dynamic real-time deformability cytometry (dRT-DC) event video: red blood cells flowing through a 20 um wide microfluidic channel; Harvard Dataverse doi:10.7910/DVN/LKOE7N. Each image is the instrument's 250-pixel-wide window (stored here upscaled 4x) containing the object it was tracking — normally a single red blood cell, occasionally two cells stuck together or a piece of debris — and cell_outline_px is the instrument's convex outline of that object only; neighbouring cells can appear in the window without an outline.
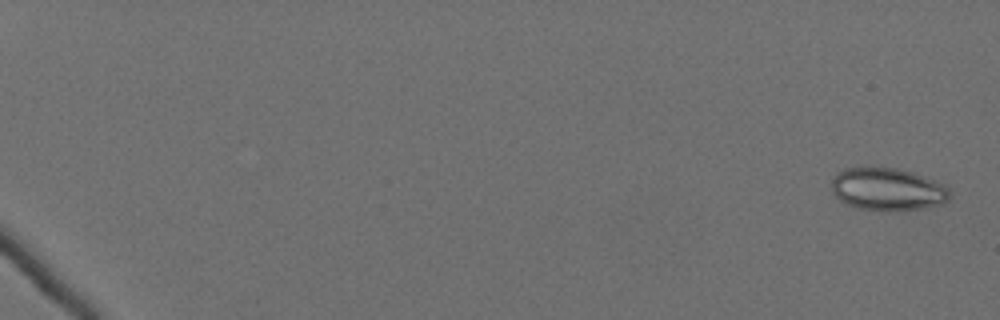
{"species": "Egyptian fruit bat (a non-hibernating species)", "species_latin": "Rousettus aegyptiacus", "temperature_condition": "cold", "stored_images_in_passage": 62, "camera_frame_rate_fps": 3000, "um_per_image_px": 0.085, "animal": {"sex": "female"}, "frame": {"image": 1, "passage_image": 3, "time_ms": 0.667, "image_size_px": [1000, 320], "cell_outline_px": [[948, 200], [940, 204], [924, 208], [860, 208], [844, 204], [832, 192], [832, 180], [844, 168], [872, 164], [900, 168], [924, 176], [944, 184], [948, 188]], "centroid_in_image_um": [75.4, 16.0], "position_along_channel_um": 9.6, "area_um2": 29.19}}
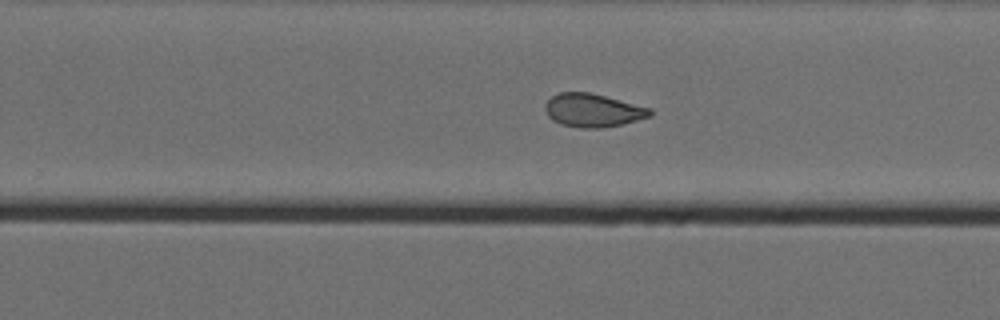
{"frame": {"image": 2, "passage_image": 44, "time_ms": 14.333, "image_size_px": [1000, 320], "cell_outline_px": [[652, 116], [620, 124], [600, 128], [580, 128], [560, 124], [552, 120], [548, 116], [544, 108], [544, 104], [552, 96], [560, 92], [588, 92], [652, 108]], "centroid_in_image_um": [50.37, 9.38], "position_along_channel_um": 279.4, "area_um2": 20.29}}
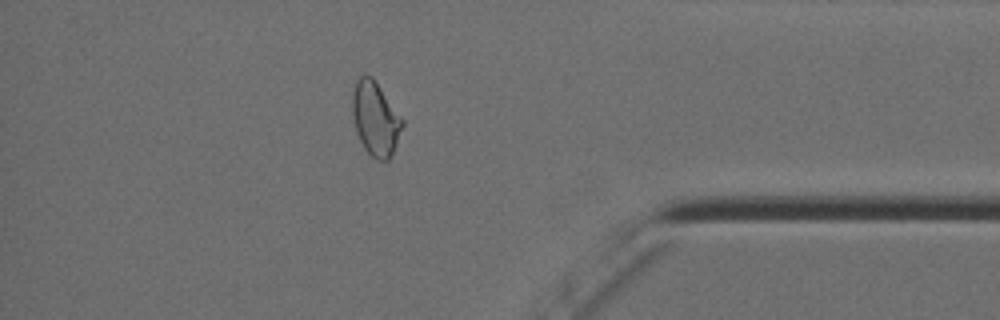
{"frame": {"image": 3, "passage_image": 56, "time_ms": 18.333, "image_size_px": [1000, 320], "cell_outline_px": [[404, 124], [396, 144], [388, 160], [376, 160], [364, 148], [356, 132], [352, 116], [352, 92], [356, 80], [360, 76], [372, 76], [404, 120]], "centroid_in_image_um": [31.9, 10.08], "position_along_channel_um": 403.3, "area_um2": 21.44}, "authors_computed_cell_mechanics": {"area_um2": 23.1778, "velocity_mm_per_s": 3.5446, "shape_relaxation_time_tau1_ms": null, "shape_relaxation_time_tau2_ms": 2.0011, "deformation_change_tau1": null, "deformation_change_tau2": 0.0797}}